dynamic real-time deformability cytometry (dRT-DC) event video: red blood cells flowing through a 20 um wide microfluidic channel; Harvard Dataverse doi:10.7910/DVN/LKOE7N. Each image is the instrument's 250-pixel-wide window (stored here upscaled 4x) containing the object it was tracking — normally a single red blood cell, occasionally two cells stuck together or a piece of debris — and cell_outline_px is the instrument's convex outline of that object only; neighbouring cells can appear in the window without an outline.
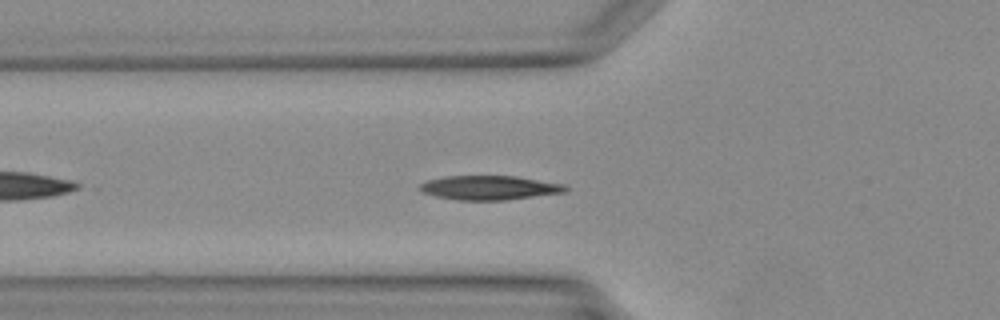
{"species": "Egyptian fruit bat (a non-hibernating species)", "species_latin": "Rousettus aegyptiacus", "temperature_condition": "warm", "stored_images_in_passage": 31, "camera_frame_rate_fps": 3000, "um_per_image_px": 0.085, "animal": {"sex": "female"}, "frame": {"image": 1, "passage_image": 5, "time_ms": 1.333, "image_size_px": [1000, 320], "cell_outline_px": [[568, 192], [504, 200], [456, 200], [436, 196], [420, 192], [416, 188], [424, 180], [444, 176], [516, 176], [564, 184], [568, 188]], "centroid_in_image_um": [41.54, 15.95], "position_along_channel_um": 84.3, "area_um2": 20.81}}
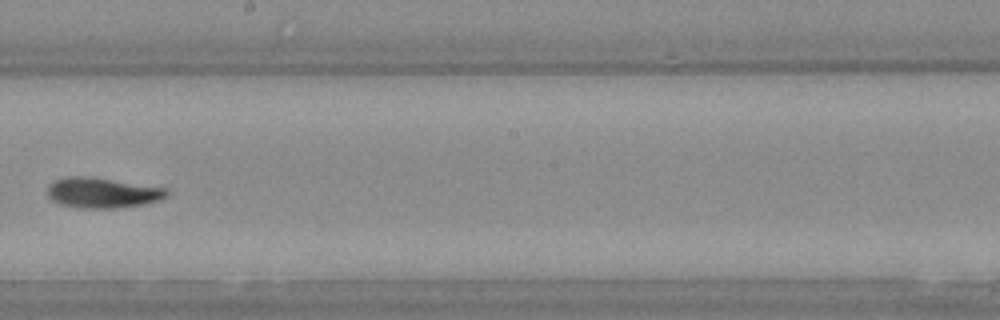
{"frame": {"image": 2, "passage_image": 14, "time_ms": 4.333, "image_size_px": [1000, 320], "cell_outline_px": [[168, 196], [160, 200], [140, 204], [116, 208], [80, 208], [64, 204], [52, 200], [48, 196], [48, 188], [56, 180], [68, 176], [92, 176], [168, 188]], "centroid_in_image_um": [8.75, 16.37], "position_along_channel_um": 239.4, "area_um2": 20.98}}